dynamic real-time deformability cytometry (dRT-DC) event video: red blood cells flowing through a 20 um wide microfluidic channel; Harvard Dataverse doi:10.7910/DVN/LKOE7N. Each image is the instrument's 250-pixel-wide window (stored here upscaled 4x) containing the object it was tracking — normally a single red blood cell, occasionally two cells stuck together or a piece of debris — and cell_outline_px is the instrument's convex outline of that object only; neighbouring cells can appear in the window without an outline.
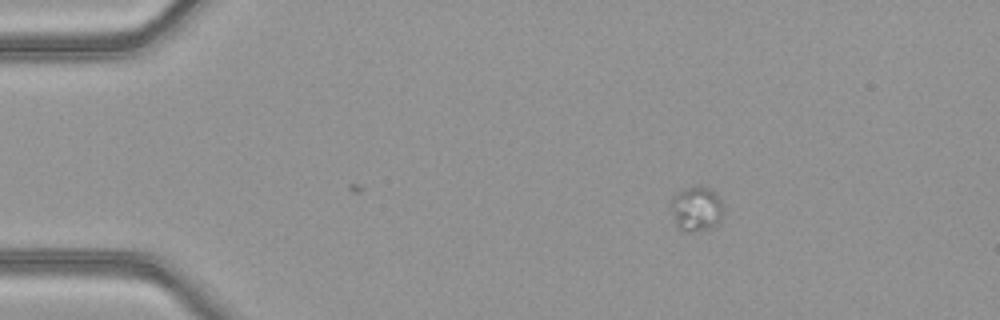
{"species": "common noctule bat (a hibernating species)", "species_latin": "Nyctalus noctula", "temperature_condition": "warm", "stored_images_in_passage": 3, "camera_frame_rate_fps": 3000, "um_per_image_px": 0.085, "animal": {"sex": "female", "body_mass_g": 21.9}, "frame": {"image": 1, "passage_image": 3, "time_ms": 0.667, "image_size_px": [1000, 320], "cell_outline_px": [[724, 212], [720, 220], [716, 224], [708, 228], [692, 232], [688, 232], [676, 228], [668, 208], [676, 192], [696, 184], [700, 184], [716, 192], [724, 204]], "centroid_in_image_um": [59.17, 17.73], "position_along_channel_um": 25.8, "area_um2": 14.33}}